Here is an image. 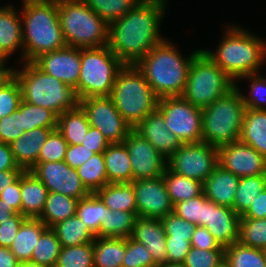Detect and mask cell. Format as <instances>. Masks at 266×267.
Segmentation results:
<instances>
[{
  "instance_id": "cell-2",
  "label": "cell",
  "mask_w": 266,
  "mask_h": 267,
  "mask_svg": "<svg viewBox=\"0 0 266 267\" xmlns=\"http://www.w3.org/2000/svg\"><path fill=\"white\" fill-rule=\"evenodd\" d=\"M22 29L24 62L67 46L60 27L57 1L23 0Z\"/></svg>"
},
{
  "instance_id": "cell-12",
  "label": "cell",
  "mask_w": 266,
  "mask_h": 267,
  "mask_svg": "<svg viewBox=\"0 0 266 267\" xmlns=\"http://www.w3.org/2000/svg\"><path fill=\"white\" fill-rule=\"evenodd\" d=\"M217 165V148L203 141L182 143L167 159V167L170 170L201 183H204Z\"/></svg>"
},
{
  "instance_id": "cell-13",
  "label": "cell",
  "mask_w": 266,
  "mask_h": 267,
  "mask_svg": "<svg viewBox=\"0 0 266 267\" xmlns=\"http://www.w3.org/2000/svg\"><path fill=\"white\" fill-rule=\"evenodd\" d=\"M90 126L98 129L110 143H122L133 130L132 126L116 109L110 96L80 99Z\"/></svg>"
},
{
  "instance_id": "cell-48",
  "label": "cell",
  "mask_w": 266,
  "mask_h": 267,
  "mask_svg": "<svg viewBox=\"0 0 266 267\" xmlns=\"http://www.w3.org/2000/svg\"><path fill=\"white\" fill-rule=\"evenodd\" d=\"M68 143L58 129L53 130L41 147L37 162L64 161Z\"/></svg>"
},
{
  "instance_id": "cell-3",
  "label": "cell",
  "mask_w": 266,
  "mask_h": 267,
  "mask_svg": "<svg viewBox=\"0 0 266 267\" xmlns=\"http://www.w3.org/2000/svg\"><path fill=\"white\" fill-rule=\"evenodd\" d=\"M172 44L165 39L135 64L159 98L183 95L190 64L199 51L184 58Z\"/></svg>"
},
{
  "instance_id": "cell-11",
  "label": "cell",
  "mask_w": 266,
  "mask_h": 267,
  "mask_svg": "<svg viewBox=\"0 0 266 267\" xmlns=\"http://www.w3.org/2000/svg\"><path fill=\"white\" fill-rule=\"evenodd\" d=\"M157 109L181 143L202 142V110L182 96L159 98Z\"/></svg>"
},
{
  "instance_id": "cell-6",
  "label": "cell",
  "mask_w": 266,
  "mask_h": 267,
  "mask_svg": "<svg viewBox=\"0 0 266 267\" xmlns=\"http://www.w3.org/2000/svg\"><path fill=\"white\" fill-rule=\"evenodd\" d=\"M58 16L67 46L83 49L108 44L109 24L84 0L58 1Z\"/></svg>"
},
{
  "instance_id": "cell-15",
  "label": "cell",
  "mask_w": 266,
  "mask_h": 267,
  "mask_svg": "<svg viewBox=\"0 0 266 267\" xmlns=\"http://www.w3.org/2000/svg\"><path fill=\"white\" fill-rule=\"evenodd\" d=\"M135 192L137 216L162 219L173 213L174 205L162 177L138 179L131 182Z\"/></svg>"
},
{
  "instance_id": "cell-53",
  "label": "cell",
  "mask_w": 266,
  "mask_h": 267,
  "mask_svg": "<svg viewBox=\"0 0 266 267\" xmlns=\"http://www.w3.org/2000/svg\"><path fill=\"white\" fill-rule=\"evenodd\" d=\"M26 219L27 218L24 215L17 213L0 224V247L10 248L13 240L16 238L21 224Z\"/></svg>"
},
{
  "instance_id": "cell-46",
  "label": "cell",
  "mask_w": 266,
  "mask_h": 267,
  "mask_svg": "<svg viewBox=\"0 0 266 267\" xmlns=\"http://www.w3.org/2000/svg\"><path fill=\"white\" fill-rule=\"evenodd\" d=\"M121 267H158L146 247L136 240L126 239V252Z\"/></svg>"
},
{
  "instance_id": "cell-18",
  "label": "cell",
  "mask_w": 266,
  "mask_h": 267,
  "mask_svg": "<svg viewBox=\"0 0 266 267\" xmlns=\"http://www.w3.org/2000/svg\"><path fill=\"white\" fill-rule=\"evenodd\" d=\"M240 216L234 209L217 205L203 193L202 227L214 236L220 246L226 248L239 240Z\"/></svg>"
},
{
  "instance_id": "cell-69",
  "label": "cell",
  "mask_w": 266,
  "mask_h": 267,
  "mask_svg": "<svg viewBox=\"0 0 266 267\" xmlns=\"http://www.w3.org/2000/svg\"><path fill=\"white\" fill-rule=\"evenodd\" d=\"M4 63V61L2 60V58L0 57V66Z\"/></svg>"
},
{
  "instance_id": "cell-51",
  "label": "cell",
  "mask_w": 266,
  "mask_h": 267,
  "mask_svg": "<svg viewBox=\"0 0 266 267\" xmlns=\"http://www.w3.org/2000/svg\"><path fill=\"white\" fill-rule=\"evenodd\" d=\"M173 213L196 226H202L203 192L189 200L176 203Z\"/></svg>"
},
{
  "instance_id": "cell-40",
  "label": "cell",
  "mask_w": 266,
  "mask_h": 267,
  "mask_svg": "<svg viewBox=\"0 0 266 267\" xmlns=\"http://www.w3.org/2000/svg\"><path fill=\"white\" fill-rule=\"evenodd\" d=\"M76 214L95 236L107 214V207L95 193H90L78 201Z\"/></svg>"
},
{
  "instance_id": "cell-37",
  "label": "cell",
  "mask_w": 266,
  "mask_h": 267,
  "mask_svg": "<svg viewBox=\"0 0 266 267\" xmlns=\"http://www.w3.org/2000/svg\"><path fill=\"white\" fill-rule=\"evenodd\" d=\"M58 116L50 109L20 102L21 131L35 128H57Z\"/></svg>"
},
{
  "instance_id": "cell-56",
  "label": "cell",
  "mask_w": 266,
  "mask_h": 267,
  "mask_svg": "<svg viewBox=\"0 0 266 267\" xmlns=\"http://www.w3.org/2000/svg\"><path fill=\"white\" fill-rule=\"evenodd\" d=\"M95 153L87 149L84 145H68L66 149V154L64 161L74 169H77L84 162H86L89 158H91Z\"/></svg>"
},
{
  "instance_id": "cell-25",
  "label": "cell",
  "mask_w": 266,
  "mask_h": 267,
  "mask_svg": "<svg viewBox=\"0 0 266 267\" xmlns=\"http://www.w3.org/2000/svg\"><path fill=\"white\" fill-rule=\"evenodd\" d=\"M21 214L26 218L38 219L43 212L48 189L31 171L20 176Z\"/></svg>"
},
{
  "instance_id": "cell-30",
  "label": "cell",
  "mask_w": 266,
  "mask_h": 267,
  "mask_svg": "<svg viewBox=\"0 0 266 267\" xmlns=\"http://www.w3.org/2000/svg\"><path fill=\"white\" fill-rule=\"evenodd\" d=\"M126 252V238L95 237L94 267H121Z\"/></svg>"
},
{
  "instance_id": "cell-26",
  "label": "cell",
  "mask_w": 266,
  "mask_h": 267,
  "mask_svg": "<svg viewBox=\"0 0 266 267\" xmlns=\"http://www.w3.org/2000/svg\"><path fill=\"white\" fill-rule=\"evenodd\" d=\"M108 183L133 181L129 152L122 143H111L103 152Z\"/></svg>"
},
{
  "instance_id": "cell-17",
  "label": "cell",
  "mask_w": 266,
  "mask_h": 267,
  "mask_svg": "<svg viewBox=\"0 0 266 267\" xmlns=\"http://www.w3.org/2000/svg\"><path fill=\"white\" fill-rule=\"evenodd\" d=\"M218 164L235 176L266 175V158L240 141L217 148Z\"/></svg>"
},
{
  "instance_id": "cell-42",
  "label": "cell",
  "mask_w": 266,
  "mask_h": 267,
  "mask_svg": "<svg viewBox=\"0 0 266 267\" xmlns=\"http://www.w3.org/2000/svg\"><path fill=\"white\" fill-rule=\"evenodd\" d=\"M85 3L108 24L123 17L140 0H84Z\"/></svg>"
},
{
  "instance_id": "cell-34",
  "label": "cell",
  "mask_w": 266,
  "mask_h": 267,
  "mask_svg": "<svg viewBox=\"0 0 266 267\" xmlns=\"http://www.w3.org/2000/svg\"><path fill=\"white\" fill-rule=\"evenodd\" d=\"M163 179L173 205L196 197L203 192V183L179 175L168 167L165 169Z\"/></svg>"
},
{
  "instance_id": "cell-64",
  "label": "cell",
  "mask_w": 266,
  "mask_h": 267,
  "mask_svg": "<svg viewBox=\"0 0 266 267\" xmlns=\"http://www.w3.org/2000/svg\"><path fill=\"white\" fill-rule=\"evenodd\" d=\"M5 63L0 66V88L14 75V69L6 68Z\"/></svg>"
},
{
  "instance_id": "cell-31",
  "label": "cell",
  "mask_w": 266,
  "mask_h": 267,
  "mask_svg": "<svg viewBox=\"0 0 266 267\" xmlns=\"http://www.w3.org/2000/svg\"><path fill=\"white\" fill-rule=\"evenodd\" d=\"M89 127L87 114L80 105L58 116L57 129L68 145L81 144Z\"/></svg>"
},
{
  "instance_id": "cell-21",
  "label": "cell",
  "mask_w": 266,
  "mask_h": 267,
  "mask_svg": "<svg viewBox=\"0 0 266 267\" xmlns=\"http://www.w3.org/2000/svg\"><path fill=\"white\" fill-rule=\"evenodd\" d=\"M130 237L146 247L157 266L168 263L165 228L161 219L137 217Z\"/></svg>"
},
{
  "instance_id": "cell-23",
  "label": "cell",
  "mask_w": 266,
  "mask_h": 267,
  "mask_svg": "<svg viewBox=\"0 0 266 267\" xmlns=\"http://www.w3.org/2000/svg\"><path fill=\"white\" fill-rule=\"evenodd\" d=\"M12 5L0 7V57L4 62L22 48L23 52V29L22 18Z\"/></svg>"
},
{
  "instance_id": "cell-33",
  "label": "cell",
  "mask_w": 266,
  "mask_h": 267,
  "mask_svg": "<svg viewBox=\"0 0 266 267\" xmlns=\"http://www.w3.org/2000/svg\"><path fill=\"white\" fill-rule=\"evenodd\" d=\"M51 229L55 232L62 247L91 243L95 239L94 234L86 227L77 214L56 223Z\"/></svg>"
},
{
  "instance_id": "cell-9",
  "label": "cell",
  "mask_w": 266,
  "mask_h": 267,
  "mask_svg": "<svg viewBox=\"0 0 266 267\" xmlns=\"http://www.w3.org/2000/svg\"><path fill=\"white\" fill-rule=\"evenodd\" d=\"M124 63L105 45L81 49V67L77 87L80 99L110 96L118 72Z\"/></svg>"
},
{
  "instance_id": "cell-7",
  "label": "cell",
  "mask_w": 266,
  "mask_h": 267,
  "mask_svg": "<svg viewBox=\"0 0 266 267\" xmlns=\"http://www.w3.org/2000/svg\"><path fill=\"white\" fill-rule=\"evenodd\" d=\"M110 97L132 128L155 111L159 102V97L136 65H124L118 72Z\"/></svg>"
},
{
  "instance_id": "cell-8",
  "label": "cell",
  "mask_w": 266,
  "mask_h": 267,
  "mask_svg": "<svg viewBox=\"0 0 266 267\" xmlns=\"http://www.w3.org/2000/svg\"><path fill=\"white\" fill-rule=\"evenodd\" d=\"M202 110V141L219 148L240 139L246 106L236 87Z\"/></svg>"
},
{
  "instance_id": "cell-29",
  "label": "cell",
  "mask_w": 266,
  "mask_h": 267,
  "mask_svg": "<svg viewBox=\"0 0 266 267\" xmlns=\"http://www.w3.org/2000/svg\"><path fill=\"white\" fill-rule=\"evenodd\" d=\"M95 194L109 210L137 213L132 183H108Z\"/></svg>"
},
{
  "instance_id": "cell-66",
  "label": "cell",
  "mask_w": 266,
  "mask_h": 267,
  "mask_svg": "<svg viewBox=\"0 0 266 267\" xmlns=\"http://www.w3.org/2000/svg\"><path fill=\"white\" fill-rule=\"evenodd\" d=\"M158 267H185L183 263H167Z\"/></svg>"
},
{
  "instance_id": "cell-65",
  "label": "cell",
  "mask_w": 266,
  "mask_h": 267,
  "mask_svg": "<svg viewBox=\"0 0 266 267\" xmlns=\"http://www.w3.org/2000/svg\"><path fill=\"white\" fill-rule=\"evenodd\" d=\"M18 267H45V266H42V265H39V264H33V263H30V262H24V263H19Z\"/></svg>"
},
{
  "instance_id": "cell-43",
  "label": "cell",
  "mask_w": 266,
  "mask_h": 267,
  "mask_svg": "<svg viewBox=\"0 0 266 267\" xmlns=\"http://www.w3.org/2000/svg\"><path fill=\"white\" fill-rule=\"evenodd\" d=\"M238 242L266 250V218H240Z\"/></svg>"
},
{
  "instance_id": "cell-63",
  "label": "cell",
  "mask_w": 266,
  "mask_h": 267,
  "mask_svg": "<svg viewBox=\"0 0 266 267\" xmlns=\"http://www.w3.org/2000/svg\"><path fill=\"white\" fill-rule=\"evenodd\" d=\"M18 212L13 207H8L4 200L0 199V224L11 217H13Z\"/></svg>"
},
{
  "instance_id": "cell-44",
  "label": "cell",
  "mask_w": 266,
  "mask_h": 267,
  "mask_svg": "<svg viewBox=\"0 0 266 267\" xmlns=\"http://www.w3.org/2000/svg\"><path fill=\"white\" fill-rule=\"evenodd\" d=\"M55 267H94L93 242L62 247Z\"/></svg>"
},
{
  "instance_id": "cell-1",
  "label": "cell",
  "mask_w": 266,
  "mask_h": 267,
  "mask_svg": "<svg viewBox=\"0 0 266 267\" xmlns=\"http://www.w3.org/2000/svg\"><path fill=\"white\" fill-rule=\"evenodd\" d=\"M166 0H140L123 17L109 23L110 50L125 64L135 65L165 40L160 26Z\"/></svg>"
},
{
  "instance_id": "cell-50",
  "label": "cell",
  "mask_w": 266,
  "mask_h": 267,
  "mask_svg": "<svg viewBox=\"0 0 266 267\" xmlns=\"http://www.w3.org/2000/svg\"><path fill=\"white\" fill-rule=\"evenodd\" d=\"M166 237L172 239H186L191 241L196 225L178 217L175 213H170L161 219Z\"/></svg>"
},
{
  "instance_id": "cell-10",
  "label": "cell",
  "mask_w": 266,
  "mask_h": 267,
  "mask_svg": "<svg viewBox=\"0 0 266 267\" xmlns=\"http://www.w3.org/2000/svg\"><path fill=\"white\" fill-rule=\"evenodd\" d=\"M235 87L232 80L202 49L194 55L182 97L203 109Z\"/></svg>"
},
{
  "instance_id": "cell-22",
  "label": "cell",
  "mask_w": 266,
  "mask_h": 267,
  "mask_svg": "<svg viewBox=\"0 0 266 267\" xmlns=\"http://www.w3.org/2000/svg\"><path fill=\"white\" fill-rule=\"evenodd\" d=\"M55 129L57 128H35L23 133L10 144L19 167L29 171L37 163L41 147Z\"/></svg>"
},
{
  "instance_id": "cell-62",
  "label": "cell",
  "mask_w": 266,
  "mask_h": 267,
  "mask_svg": "<svg viewBox=\"0 0 266 267\" xmlns=\"http://www.w3.org/2000/svg\"><path fill=\"white\" fill-rule=\"evenodd\" d=\"M20 262L7 247H0V267H18Z\"/></svg>"
},
{
  "instance_id": "cell-47",
  "label": "cell",
  "mask_w": 266,
  "mask_h": 267,
  "mask_svg": "<svg viewBox=\"0 0 266 267\" xmlns=\"http://www.w3.org/2000/svg\"><path fill=\"white\" fill-rule=\"evenodd\" d=\"M22 101L21 87L13 75L1 88H0V119L4 116L12 114L18 109Z\"/></svg>"
},
{
  "instance_id": "cell-58",
  "label": "cell",
  "mask_w": 266,
  "mask_h": 267,
  "mask_svg": "<svg viewBox=\"0 0 266 267\" xmlns=\"http://www.w3.org/2000/svg\"><path fill=\"white\" fill-rule=\"evenodd\" d=\"M0 199L4 200L8 207H13L18 213H21L20 177L1 192Z\"/></svg>"
},
{
  "instance_id": "cell-32",
  "label": "cell",
  "mask_w": 266,
  "mask_h": 267,
  "mask_svg": "<svg viewBox=\"0 0 266 267\" xmlns=\"http://www.w3.org/2000/svg\"><path fill=\"white\" fill-rule=\"evenodd\" d=\"M78 201L79 199L64 194L48 192L43 212L38 219L51 228L56 223L74 216Z\"/></svg>"
},
{
  "instance_id": "cell-14",
  "label": "cell",
  "mask_w": 266,
  "mask_h": 267,
  "mask_svg": "<svg viewBox=\"0 0 266 267\" xmlns=\"http://www.w3.org/2000/svg\"><path fill=\"white\" fill-rule=\"evenodd\" d=\"M29 171L42 181L48 192H57L79 200L90 194L76 169L65 161L37 162Z\"/></svg>"
},
{
  "instance_id": "cell-38",
  "label": "cell",
  "mask_w": 266,
  "mask_h": 267,
  "mask_svg": "<svg viewBox=\"0 0 266 267\" xmlns=\"http://www.w3.org/2000/svg\"><path fill=\"white\" fill-rule=\"evenodd\" d=\"M225 262L229 267H266L265 250L235 242L225 248Z\"/></svg>"
},
{
  "instance_id": "cell-28",
  "label": "cell",
  "mask_w": 266,
  "mask_h": 267,
  "mask_svg": "<svg viewBox=\"0 0 266 267\" xmlns=\"http://www.w3.org/2000/svg\"><path fill=\"white\" fill-rule=\"evenodd\" d=\"M47 228L40 219L27 218L21 224L9 248L20 263L31 261L34 247Z\"/></svg>"
},
{
  "instance_id": "cell-24",
  "label": "cell",
  "mask_w": 266,
  "mask_h": 267,
  "mask_svg": "<svg viewBox=\"0 0 266 267\" xmlns=\"http://www.w3.org/2000/svg\"><path fill=\"white\" fill-rule=\"evenodd\" d=\"M239 177L219 164L203 183L205 197L217 205L233 209Z\"/></svg>"
},
{
  "instance_id": "cell-45",
  "label": "cell",
  "mask_w": 266,
  "mask_h": 267,
  "mask_svg": "<svg viewBox=\"0 0 266 267\" xmlns=\"http://www.w3.org/2000/svg\"><path fill=\"white\" fill-rule=\"evenodd\" d=\"M244 80L248 79L250 82L249 85V90H250V95L245 96L241 92L240 87H238L237 83L235 82V87L238 89V91L241 94L242 100L246 106V108L250 109H258V110H266V79L265 77L263 78L259 74H250V75H244L241 76L238 80ZM250 79V80H249ZM240 89V90H239Z\"/></svg>"
},
{
  "instance_id": "cell-49",
  "label": "cell",
  "mask_w": 266,
  "mask_h": 267,
  "mask_svg": "<svg viewBox=\"0 0 266 267\" xmlns=\"http://www.w3.org/2000/svg\"><path fill=\"white\" fill-rule=\"evenodd\" d=\"M225 262V250H203L191 247L183 265L185 267H218Z\"/></svg>"
},
{
  "instance_id": "cell-67",
  "label": "cell",
  "mask_w": 266,
  "mask_h": 267,
  "mask_svg": "<svg viewBox=\"0 0 266 267\" xmlns=\"http://www.w3.org/2000/svg\"><path fill=\"white\" fill-rule=\"evenodd\" d=\"M218 267H229V265L226 262H223L220 266Z\"/></svg>"
},
{
  "instance_id": "cell-35",
  "label": "cell",
  "mask_w": 266,
  "mask_h": 267,
  "mask_svg": "<svg viewBox=\"0 0 266 267\" xmlns=\"http://www.w3.org/2000/svg\"><path fill=\"white\" fill-rule=\"evenodd\" d=\"M137 213L109 210L95 237L128 238L131 236Z\"/></svg>"
},
{
  "instance_id": "cell-54",
  "label": "cell",
  "mask_w": 266,
  "mask_h": 267,
  "mask_svg": "<svg viewBox=\"0 0 266 267\" xmlns=\"http://www.w3.org/2000/svg\"><path fill=\"white\" fill-rule=\"evenodd\" d=\"M191 247V243L186 239L166 237L168 263H183Z\"/></svg>"
},
{
  "instance_id": "cell-20",
  "label": "cell",
  "mask_w": 266,
  "mask_h": 267,
  "mask_svg": "<svg viewBox=\"0 0 266 267\" xmlns=\"http://www.w3.org/2000/svg\"><path fill=\"white\" fill-rule=\"evenodd\" d=\"M133 130L148 140L165 159H168L182 144L168 130L163 114L158 109L148 114Z\"/></svg>"
},
{
  "instance_id": "cell-55",
  "label": "cell",
  "mask_w": 266,
  "mask_h": 267,
  "mask_svg": "<svg viewBox=\"0 0 266 267\" xmlns=\"http://www.w3.org/2000/svg\"><path fill=\"white\" fill-rule=\"evenodd\" d=\"M190 243L192 247L203 250H225L207 228L202 226H196Z\"/></svg>"
},
{
  "instance_id": "cell-39",
  "label": "cell",
  "mask_w": 266,
  "mask_h": 267,
  "mask_svg": "<svg viewBox=\"0 0 266 267\" xmlns=\"http://www.w3.org/2000/svg\"><path fill=\"white\" fill-rule=\"evenodd\" d=\"M83 185L90 193H95L108 184L103 153H95L77 169Z\"/></svg>"
},
{
  "instance_id": "cell-59",
  "label": "cell",
  "mask_w": 266,
  "mask_h": 267,
  "mask_svg": "<svg viewBox=\"0 0 266 267\" xmlns=\"http://www.w3.org/2000/svg\"><path fill=\"white\" fill-rule=\"evenodd\" d=\"M240 218L262 219L266 218V188L252 202L249 209Z\"/></svg>"
},
{
  "instance_id": "cell-68",
  "label": "cell",
  "mask_w": 266,
  "mask_h": 267,
  "mask_svg": "<svg viewBox=\"0 0 266 267\" xmlns=\"http://www.w3.org/2000/svg\"><path fill=\"white\" fill-rule=\"evenodd\" d=\"M40 1H62V0H40Z\"/></svg>"
},
{
  "instance_id": "cell-36",
  "label": "cell",
  "mask_w": 266,
  "mask_h": 267,
  "mask_svg": "<svg viewBox=\"0 0 266 267\" xmlns=\"http://www.w3.org/2000/svg\"><path fill=\"white\" fill-rule=\"evenodd\" d=\"M266 188V175L241 177L238 181L233 209L242 216L252 205V202Z\"/></svg>"
},
{
  "instance_id": "cell-19",
  "label": "cell",
  "mask_w": 266,
  "mask_h": 267,
  "mask_svg": "<svg viewBox=\"0 0 266 267\" xmlns=\"http://www.w3.org/2000/svg\"><path fill=\"white\" fill-rule=\"evenodd\" d=\"M33 63L46 74L76 89L81 67L80 48L66 46L46 52L36 58Z\"/></svg>"
},
{
  "instance_id": "cell-27",
  "label": "cell",
  "mask_w": 266,
  "mask_h": 267,
  "mask_svg": "<svg viewBox=\"0 0 266 267\" xmlns=\"http://www.w3.org/2000/svg\"><path fill=\"white\" fill-rule=\"evenodd\" d=\"M239 141L266 158V110L246 108Z\"/></svg>"
},
{
  "instance_id": "cell-41",
  "label": "cell",
  "mask_w": 266,
  "mask_h": 267,
  "mask_svg": "<svg viewBox=\"0 0 266 267\" xmlns=\"http://www.w3.org/2000/svg\"><path fill=\"white\" fill-rule=\"evenodd\" d=\"M61 248L55 232L51 228H47L34 247L30 263L55 267Z\"/></svg>"
},
{
  "instance_id": "cell-61",
  "label": "cell",
  "mask_w": 266,
  "mask_h": 267,
  "mask_svg": "<svg viewBox=\"0 0 266 267\" xmlns=\"http://www.w3.org/2000/svg\"><path fill=\"white\" fill-rule=\"evenodd\" d=\"M24 171V169H9L6 171H0V194L9 185L13 184Z\"/></svg>"
},
{
  "instance_id": "cell-16",
  "label": "cell",
  "mask_w": 266,
  "mask_h": 267,
  "mask_svg": "<svg viewBox=\"0 0 266 267\" xmlns=\"http://www.w3.org/2000/svg\"><path fill=\"white\" fill-rule=\"evenodd\" d=\"M123 143L129 152L133 181L164 175L167 159L148 140L132 130Z\"/></svg>"
},
{
  "instance_id": "cell-60",
  "label": "cell",
  "mask_w": 266,
  "mask_h": 267,
  "mask_svg": "<svg viewBox=\"0 0 266 267\" xmlns=\"http://www.w3.org/2000/svg\"><path fill=\"white\" fill-rule=\"evenodd\" d=\"M9 169H23L16 163L11 146L9 144L0 143V171Z\"/></svg>"
},
{
  "instance_id": "cell-57",
  "label": "cell",
  "mask_w": 266,
  "mask_h": 267,
  "mask_svg": "<svg viewBox=\"0 0 266 267\" xmlns=\"http://www.w3.org/2000/svg\"><path fill=\"white\" fill-rule=\"evenodd\" d=\"M81 144L94 153H103L111 143L98 129L90 126Z\"/></svg>"
},
{
  "instance_id": "cell-5",
  "label": "cell",
  "mask_w": 266,
  "mask_h": 267,
  "mask_svg": "<svg viewBox=\"0 0 266 267\" xmlns=\"http://www.w3.org/2000/svg\"><path fill=\"white\" fill-rule=\"evenodd\" d=\"M23 65L20 70L14 69L23 101L50 109L57 116L79 106L80 100L74 88L46 74L33 62H25Z\"/></svg>"
},
{
  "instance_id": "cell-52",
  "label": "cell",
  "mask_w": 266,
  "mask_h": 267,
  "mask_svg": "<svg viewBox=\"0 0 266 267\" xmlns=\"http://www.w3.org/2000/svg\"><path fill=\"white\" fill-rule=\"evenodd\" d=\"M26 131H21L20 104L17 110L0 119V143L11 144Z\"/></svg>"
},
{
  "instance_id": "cell-4",
  "label": "cell",
  "mask_w": 266,
  "mask_h": 267,
  "mask_svg": "<svg viewBox=\"0 0 266 267\" xmlns=\"http://www.w3.org/2000/svg\"><path fill=\"white\" fill-rule=\"evenodd\" d=\"M203 50L235 82L241 76L260 73L266 59V42L236 25L227 28L216 52Z\"/></svg>"
}]
</instances>
